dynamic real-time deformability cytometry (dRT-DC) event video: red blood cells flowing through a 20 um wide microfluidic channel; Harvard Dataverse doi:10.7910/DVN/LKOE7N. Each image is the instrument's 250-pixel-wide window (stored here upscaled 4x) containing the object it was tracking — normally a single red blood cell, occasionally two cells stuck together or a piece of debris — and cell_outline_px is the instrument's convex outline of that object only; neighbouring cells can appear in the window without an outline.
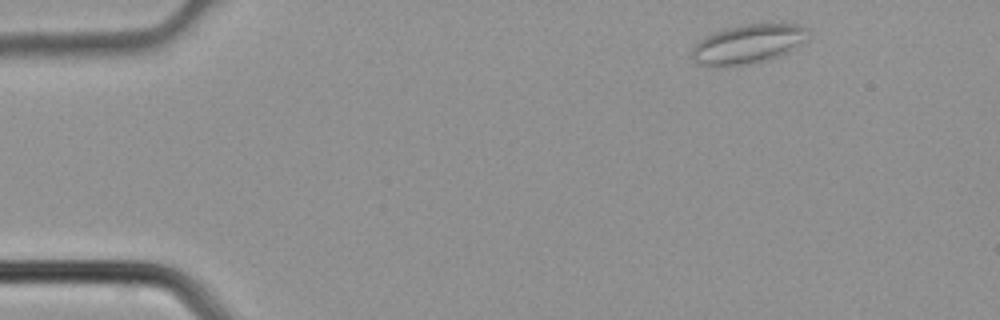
{"species": "common noctule bat (a hibernating species)", "species_latin": "Nyctalus noctula", "temperature_condition": "cold", "stored_images_in_passage": 3, "camera_frame_rate_fps": 3000, "um_per_image_px": 0.085, "animal": {"sex": "male", "body_mass_g": 21.5, "forearm_length_mm": 52.0}, "frame": {"image": 1, "passage_image": 1, "time_ms": 0.0, "image_size_px": [1000, 320], "cell_outline_px": [[808, 28], [804, 40], [796, 48], [788, 52], [768, 60], [716, 68], [696, 64], [688, 56], [692, 48], [704, 36], [728, 28], [744, 24], [796, 24]], "centroid_in_image_um": [63.49, 3.77], "position_along_channel_um": 21.5, "area_um2": 26.59}}